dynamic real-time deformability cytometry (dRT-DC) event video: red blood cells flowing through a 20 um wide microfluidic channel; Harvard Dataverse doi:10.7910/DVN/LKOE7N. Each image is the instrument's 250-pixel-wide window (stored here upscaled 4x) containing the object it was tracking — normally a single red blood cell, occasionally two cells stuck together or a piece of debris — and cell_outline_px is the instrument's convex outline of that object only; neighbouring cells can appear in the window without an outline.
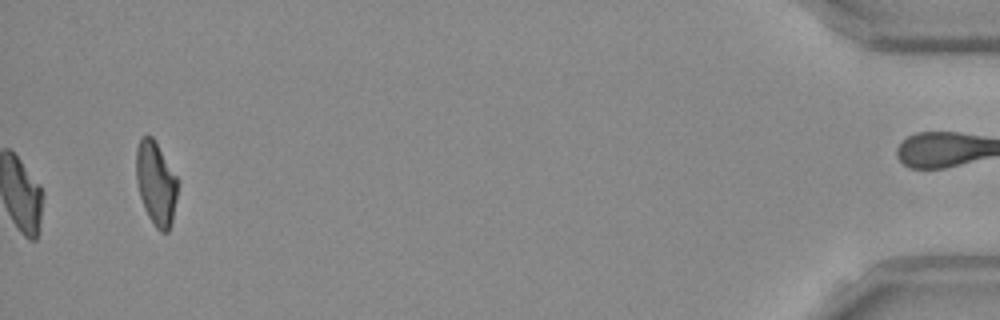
{"species": "Egyptian fruit bat (a non-hibernating species)", "species_latin": "Rousettus aegyptiacus", "temperature_condition": "room temperature", "stored_images_in_passage": 39, "camera_frame_rate_fps": 3000, "um_per_image_px": 0.085, "frame": {"image": 1, "passage_image": 39, "time_ms": 12.667, "image_size_px": [1000, 320], "cell_outline_px": [[176, 196], [172, 224], [168, 232], [160, 232], [156, 228], [148, 216], [144, 208], [140, 196], [136, 180], [136, 148], [140, 140], [144, 136], [152, 136], [176, 176]], "centroid_in_image_um": [13.23, 15.62], "position_along_channel_um": 422.0, "area_um2": 19.88}, "authors_computed_cell_mechanics": {"area_um2": 19.941, "velocity_mm_per_s": 3.843, "shape_relaxation_time_tau1_ms": 2.8417, "shape_relaxation_time_tau2_ms": 2.0119, "deformation_change_tau1": 0.127, "deformation_change_tau2": 0.0854}}